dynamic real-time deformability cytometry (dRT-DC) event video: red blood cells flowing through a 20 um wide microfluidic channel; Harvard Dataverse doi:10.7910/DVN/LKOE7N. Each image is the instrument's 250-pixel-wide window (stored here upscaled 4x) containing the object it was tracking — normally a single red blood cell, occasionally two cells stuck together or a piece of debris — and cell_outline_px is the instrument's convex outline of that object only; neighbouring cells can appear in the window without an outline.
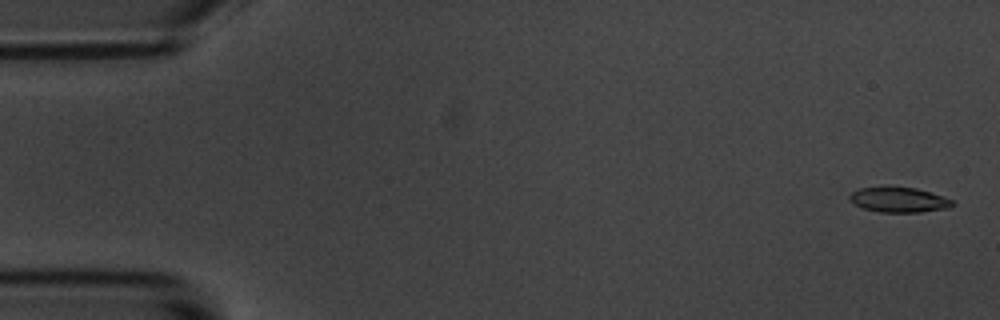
{"species": "common noctule bat (a hibernating species)", "species_latin": "Nyctalus noctula", "temperature_condition": "room temperature", "stored_images_in_passage": 16, "segment_of_instrument_passage": [1, 2], "camera_frame_rate_fps": 3000, "um_per_image_px": 0.085, "animal": {"sex": "male", "body_mass_g": 20.1, "forearm_length_mm": 53.5}, "frame": {"image": 1, "passage_image": 1, "time_ms": 0.0, "image_size_px": [1000, 320], "cell_outline_px": [[956, 204], [948, 208], [920, 212], [880, 212], [864, 208], [848, 200], [848, 196], [852, 192], [860, 188], [916, 188], [952, 200]], "centroid_in_image_um": [76.4, 17.0], "position_along_channel_um": 8.6, "area_um2": 14.57}}
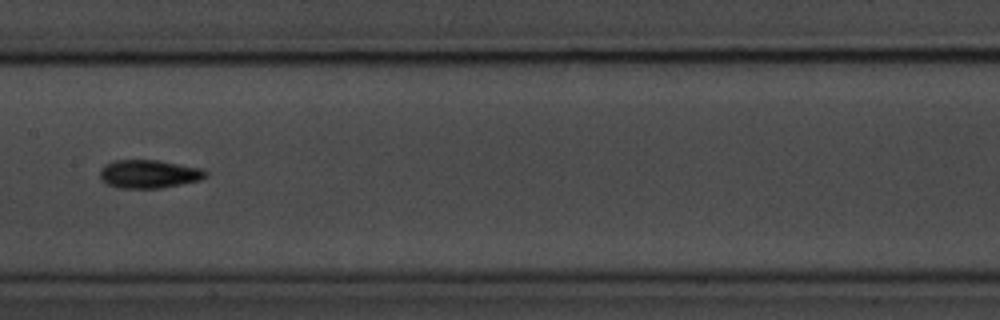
{"frame": {"image": 2, "passage_image": 8, "time_ms": 9.0, "image_size_px": [1000, 320], "cell_outline_px": [[208, 176], [200, 180], [160, 188], [116, 188], [100, 180], [100, 168], [104, 164], [112, 160], [160, 160], [200, 168], [208, 172]], "centroid_in_image_um": [12.62, 14.78], "position_along_channel_um": 194.8, "area_um2": 17.63}}
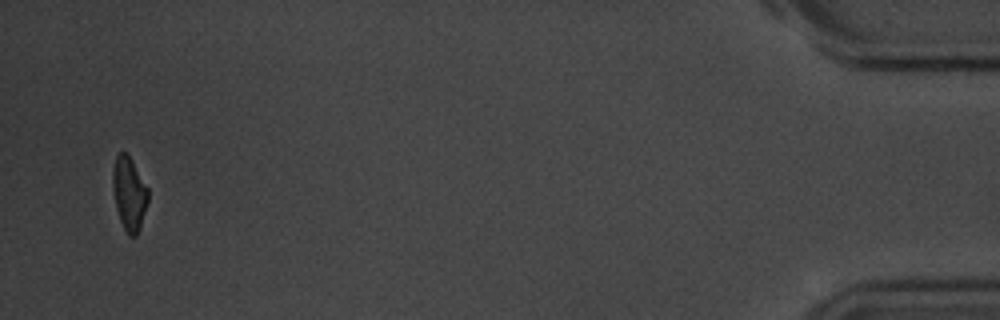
{"frame": {"image": 3, "passage_image": 15, "time_ms": 18.0, "image_size_px": [1000, 320], "cell_outline_px": [[148, 200], [140, 228], [136, 236], [128, 236], [120, 220], [116, 208], [112, 188], [112, 168], [116, 156], [120, 152], [128, 152], [148, 188]], "centroid_in_image_um": [10.97, 16.42], "position_along_channel_um": 424.2, "area_um2": 15.32}}